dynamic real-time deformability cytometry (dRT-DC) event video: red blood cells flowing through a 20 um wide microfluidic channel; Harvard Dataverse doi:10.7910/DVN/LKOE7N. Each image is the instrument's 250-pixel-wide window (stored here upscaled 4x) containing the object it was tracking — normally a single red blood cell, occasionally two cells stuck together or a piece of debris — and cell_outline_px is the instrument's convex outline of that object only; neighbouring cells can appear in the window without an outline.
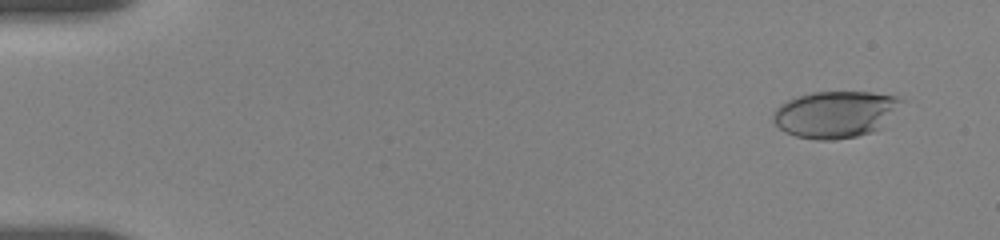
{"species": "human", "species_latin": "Homo sapiens", "temperature_condition": "room temperature", "stored_images_in_passage": 57, "camera_frame_rate_fps": 3000, "um_per_image_px": 0.085, "donor": {"sex": "female"}, "frame": {"image": 1, "passage_image": 4, "time_ms": 1.0, "image_size_px": [1000, 240], "cell_outline_px": [[904, 100], [880, 128], [872, 132], [856, 136], [832, 140], [816, 140], [796, 136], [784, 132], [772, 120], [772, 112], [776, 108], [788, 100], [812, 92], [872, 92], [896, 96]], "centroid_in_image_um": [70.97, 9.72], "position_along_channel_um": 14.0, "area_um2": 34.68}}
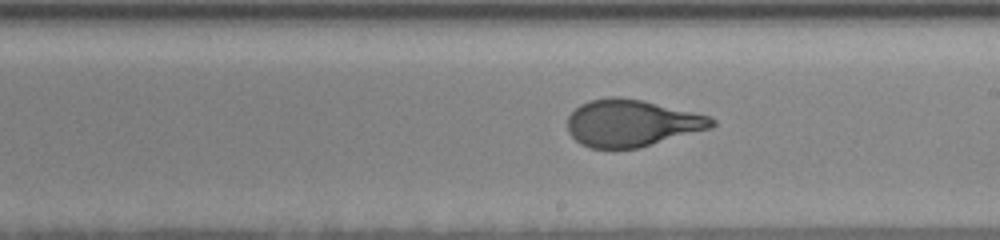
{"frame": {"image": 2, "passage_image": 26, "time_ms": 10.667, "image_size_px": [1000, 240], "cell_outline_px": [[716, 124], [708, 128], [640, 148], [592, 148], [580, 144], [568, 132], [568, 116], [580, 104], [588, 100], [608, 96], [620, 96], [640, 100], [692, 112], [708, 116], [716, 120]], "centroid_in_image_um": [53.63, 10.46], "position_along_channel_um": 235.4, "area_um2": 39.13}}
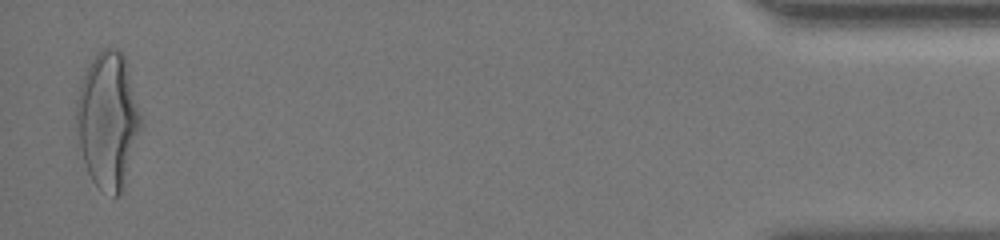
{"frame": {"image": 3, "passage_image": 55, "time_ms": 18.0, "image_size_px": [1000, 240], "cell_outline_px": [[144, 124], [124, 188], [120, 196], [112, 196], [100, 188], [92, 180], [88, 172], [84, 160], [80, 144], [76, 120], [76, 104], [80, 80], [84, 72], [96, 52], [100, 48], [116, 48], [124, 56]], "centroid_in_image_um": [9.2, 10.22], "position_along_channel_um": 426.0, "area_um2": 51.56}, "authors_computed_cell_mechanics": {"area_um2": 40.2288, "velocity_mm_per_s": 3.6526, "shape_relaxation_time_tau1_ms": 4.3853, "shape_relaxation_time_tau2_ms": null, "deformation_change_tau1": 0.1938, "deformation_change_tau2": null}}